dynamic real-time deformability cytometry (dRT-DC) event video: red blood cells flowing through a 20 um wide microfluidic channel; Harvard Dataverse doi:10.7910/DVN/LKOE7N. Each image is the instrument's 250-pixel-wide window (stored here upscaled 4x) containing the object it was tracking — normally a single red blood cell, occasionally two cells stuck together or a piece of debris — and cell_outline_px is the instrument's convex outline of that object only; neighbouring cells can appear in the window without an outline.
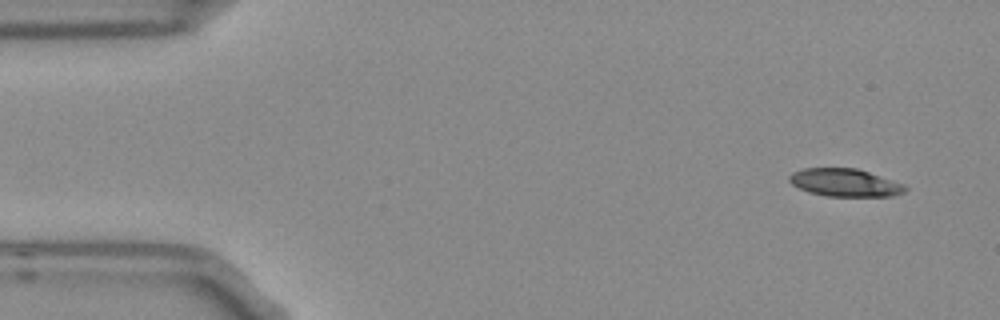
{"species": "Egyptian fruit bat (a non-hibernating species)", "species_latin": "Rousettus aegyptiacus", "temperature_condition": "room temperature", "stored_images_in_passage": 4, "camera_frame_rate_fps": 3000, "um_per_image_px": 0.085, "frame": {"image": 1, "passage_image": 1, "time_ms": 0.0, "image_size_px": [1000, 320], "cell_outline_px": [[908, 188], [904, 192], [892, 196], [828, 196], [808, 192], [792, 184], [788, 180], [788, 176], [792, 172], [804, 168], [856, 168], [904, 184]], "centroid_in_image_um": [71.8, 15.52], "position_along_channel_um": 13.2, "area_um2": 18.67}}
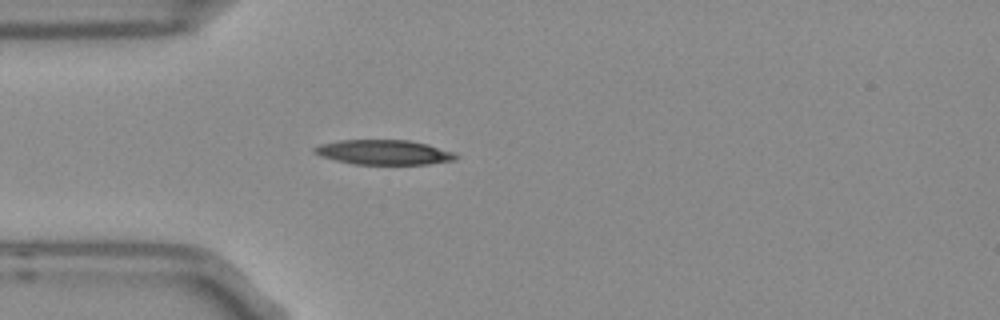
{"frame": {"image": 2, "passage_image": 4, "time_ms": 1.0, "image_size_px": [1000, 320], "cell_outline_px": [[460, 156], [456, 160], [428, 164], [352, 164], [320, 156], [312, 152], [312, 148], [320, 144], [340, 140], [408, 140], [428, 144], [456, 152]], "centroid_in_image_um": [32.66, 12.94], "position_along_channel_um": 52.3, "area_um2": 20.63}}